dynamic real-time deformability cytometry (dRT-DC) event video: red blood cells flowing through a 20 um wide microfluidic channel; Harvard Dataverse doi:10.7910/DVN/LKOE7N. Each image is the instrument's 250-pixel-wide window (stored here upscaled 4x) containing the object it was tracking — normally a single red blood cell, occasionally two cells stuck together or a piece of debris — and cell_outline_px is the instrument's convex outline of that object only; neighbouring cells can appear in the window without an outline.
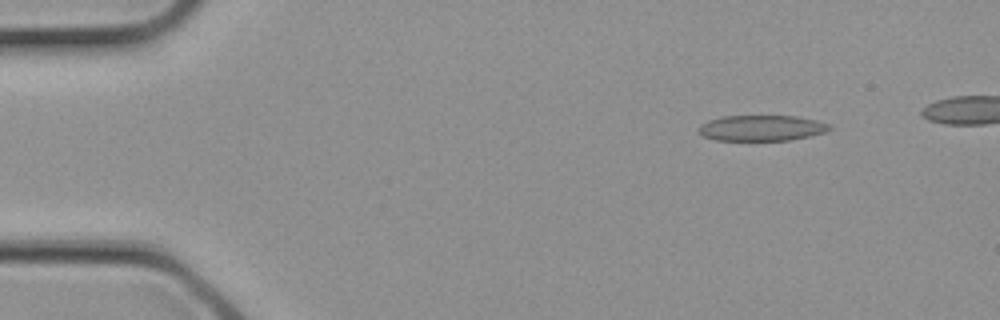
{"species": "common noctule bat (a hibernating species)", "species_latin": "Nyctalus noctula", "temperature_condition": "cold", "stored_images_in_passage": 3, "camera_frame_rate_fps": 3000, "um_per_image_px": 0.085, "animal": {"sex": "female", "body_mass_g": 21.9}, "frame": {"image": 1, "passage_image": 1, "time_ms": 0.0, "image_size_px": [1000, 320], "cell_outline_px": [[832, 128], [824, 132], [808, 136], [788, 140], [716, 140], [704, 136], [700, 132], [700, 124], [708, 120], [724, 116], [796, 116], [816, 120], [828, 124]], "centroid_in_image_um": [64.73, 10.87], "position_along_channel_um": 20.3, "area_um2": 19.31}}